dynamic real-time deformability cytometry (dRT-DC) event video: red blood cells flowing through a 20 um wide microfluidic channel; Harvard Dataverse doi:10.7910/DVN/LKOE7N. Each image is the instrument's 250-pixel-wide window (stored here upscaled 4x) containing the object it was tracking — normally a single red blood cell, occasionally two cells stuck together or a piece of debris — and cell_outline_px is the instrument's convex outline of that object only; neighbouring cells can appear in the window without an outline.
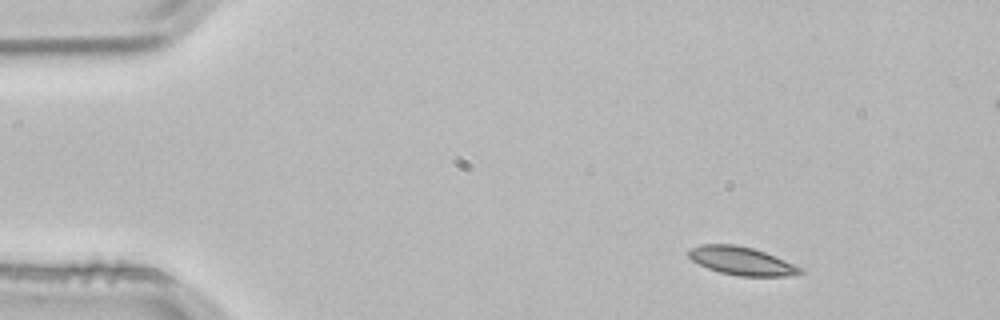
{"species": "common noctule bat (a hibernating species)", "species_latin": "Nyctalus noctula", "temperature_condition": "room temperature", "stored_images_in_passage": 4, "segment_of_instrument_passage": [1, 2], "camera_frame_rate_fps": 3000, "um_per_image_px": 0.085, "animal": {"sex": "male", "body_mass_g": 21.5, "forearm_length_mm": 52.0}, "frame": {"image": 1, "passage_image": 1, "time_ms": 0.0, "image_size_px": [1000, 320], "cell_outline_px": [[804, 272], [788, 276], [740, 276], [720, 272], [708, 268], [692, 260], [688, 256], [688, 248], [700, 244], [736, 244], [752, 248], [764, 252], [804, 268]], "centroid_in_image_um": [63.02, 22.17], "position_along_channel_um": 22.0, "area_um2": 18.32}}